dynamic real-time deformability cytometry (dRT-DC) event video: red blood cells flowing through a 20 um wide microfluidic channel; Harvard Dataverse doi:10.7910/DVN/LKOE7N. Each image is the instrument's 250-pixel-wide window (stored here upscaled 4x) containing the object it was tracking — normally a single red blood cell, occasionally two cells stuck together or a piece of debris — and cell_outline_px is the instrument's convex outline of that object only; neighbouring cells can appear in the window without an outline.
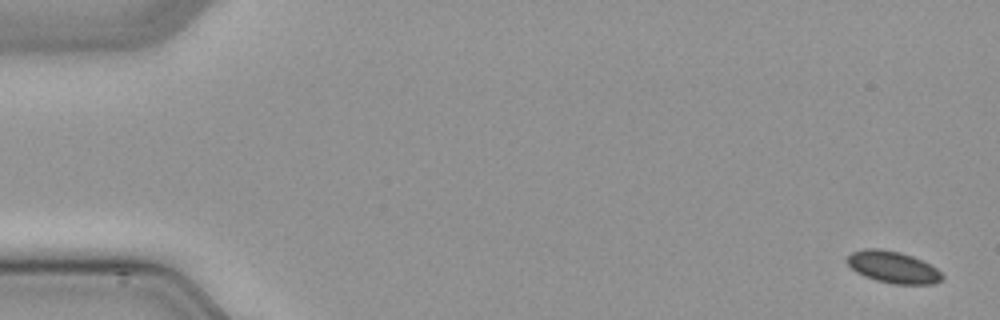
{"species": "common noctule bat (a hibernating species)", "species_latin": "Nyctalus noctula", "temperature_condition": "cold", "stored_images_in_passage": 49, "camera_frame_rate_fps": 3000, "um_per_image_px": 0.085, "animal": {"sex": "male", "body_mass_g": 21.5, "forearm_length_mm": 52.0}, "frame": {"image": 1, "passage_image": 1, "time_ms": 0.0, "image_size_px": [1000, 320], "cell_outline_px": [[944, 276], [940, 280], [932, 284], [892, 284], [876, 280], [864, 276], [856, 272], [844, 260], [852, 252], [864, 248], [880, 248], [900, 252], [912, 256], [936, 268]], "centroid_in_image_um": [75.86, 22.7], "position_along_channel_um": 9.1, "area_um2": 17.57}}
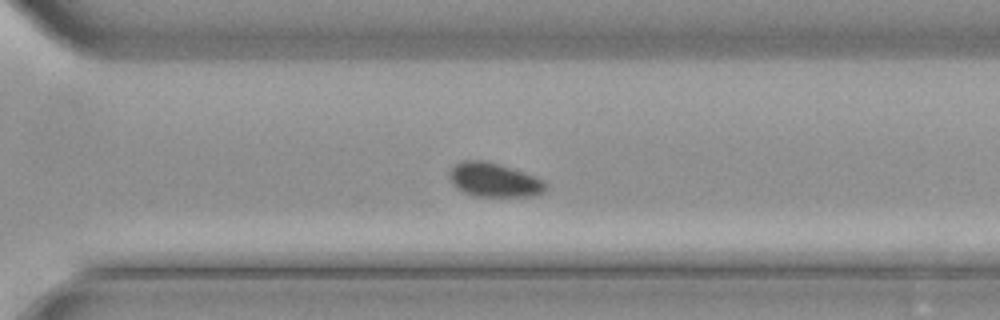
{"frame": {"image": 2, "passage_image": 35, "time_ms": 11.333, "image_size_px": [1000, 320], "cell_outline_px": [[548, 188], [544, 192], [532, 196], [476, 196], [464, 192], [456, 188], [452, 184], [448, 176], [448, 172], [456, 164], [464, 160], [484, 160], [544, 180], [548, 184]], "centroid_in_image_um": [41.97, 15.31], "position_along_channel_um": 328.6, "area_um2": 18.84}}
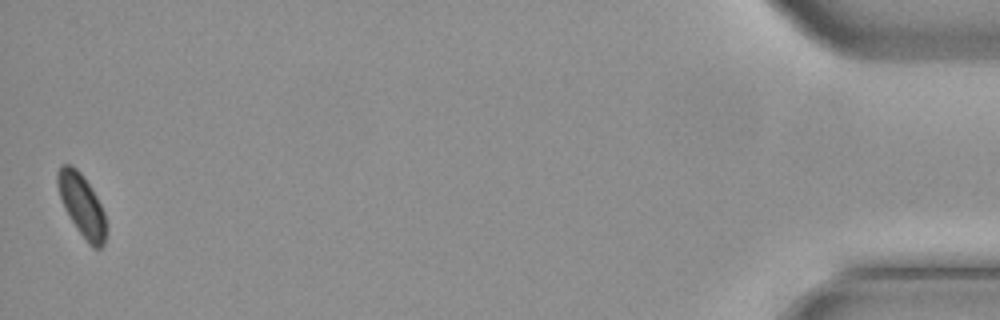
{"frame": {"image": 3, "passage_image": 49, "time_ms": 16.0, "image_size_px": [1000, 320], "cell_outline_px": [[108, 228], [104, 244], [100, 248], [92, 248], [88, 244], [76, 228], [64, 208], [56, 184], [56, 172], [60, 164], [72, 164], [84, 176], [92, 188], [104, 212]], "centroid_in_image_um": [6.96, 17.44], "position_along_channel_um": 428.2, "area_um2": 18.03}}